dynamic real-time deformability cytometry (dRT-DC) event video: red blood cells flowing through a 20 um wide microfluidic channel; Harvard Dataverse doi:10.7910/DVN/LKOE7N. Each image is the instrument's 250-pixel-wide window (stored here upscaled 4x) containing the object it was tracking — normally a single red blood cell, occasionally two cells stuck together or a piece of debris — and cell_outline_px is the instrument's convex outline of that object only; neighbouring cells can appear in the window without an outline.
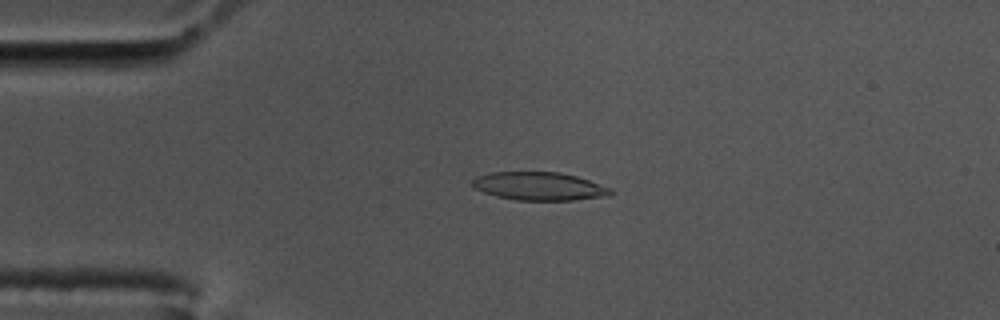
{"species": "common noctule bat (a hibernating species)", "species_latin": "Nyctalus noctula", "temperature_condition": "cold", "stored_images_in_passage": 58, "camera_frame_rate_fps": 3000, "um_per_image_px": 0.085, "animal": {"sex": "male", "body_mass_g": 17.5, "forearm_length_mm": 52.3}, "frame": {"image": 1, "passage_image": 13, "time_ms": 4.0, "image_size_px": [1000, 320], "cell_outline_px": [[612, 196], [572, 200], [516, 200], [496, 196], [484, 192], [476, 188], [472, 184], [472, 180], [476, 176], [492, 172], [560, 172], [576, 176], [612, 188]], "centroid_in_image_um": [45.86, 15.83], "position_along_channel_um": 39.1, "area_um2": 22.72}}
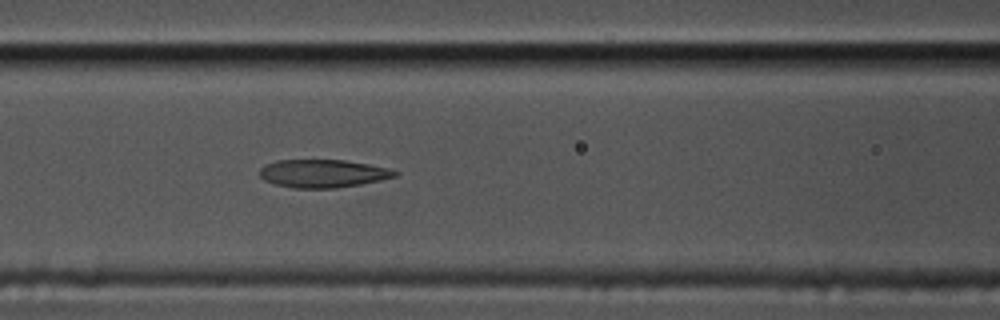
{"frame": {"image": 2, "passage_image": 24, "time_ms": 7.667, "image_size_px": [1000, 320], "cell_outline_px": [[400, 172], [396, 176], [380, 180], [360, 184], [336, 188], [292, 188], [276, 184], [264, 180], [260, 176], [260, 168], [276, 160], [344, 160], [392, 168]], "centroid_in_image_um": [27.48, 14.74], "position_along_channel_um": 139.1, "area_um2": 22.08}}
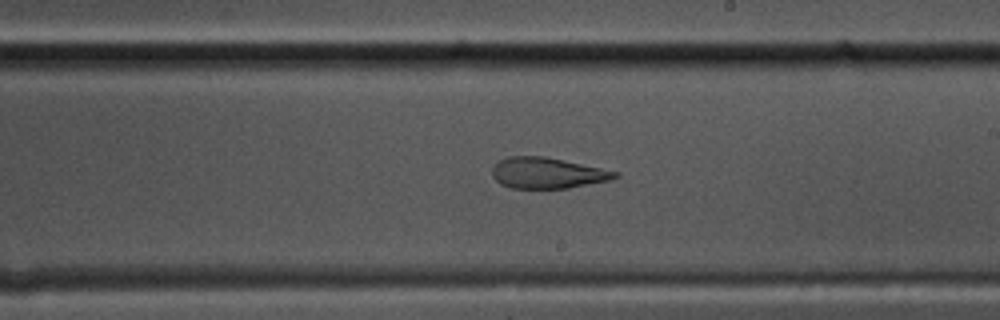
{"frame": {"image": 3, "passage_image": 33, "time_ms": 10.667, "image_size_px": [1000, 320], "cell_outline_px": [[620, 176], [608, 180], [568, 188], [512, 188], [500, 184], [492, 176], [492, 168], [500, 160], [508, 156], [544, 156], [620, 172]], "centroid_in_image_um": [46.51, 14.7], "position_along_channel_um": 242.5, "area_um2": 21.96}, "authors_computed_cell_mechanics": {"area_um2": 23.2067, "velocity_mm_per_s": 3.4572, "shape_relaxation_time_tau1_ms": null, "shape_relaxation_time_tau2_ms": 2.0848, "deformation_change_tau1": null, "deformation_change_tau2": 0.0886}}